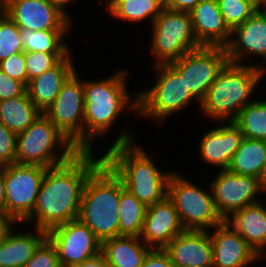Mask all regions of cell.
I'll return each mask as SVG.
<instances>
[{"label": "cell", "instance_id": "1", "mask_svg": "<svg viewBox=\"0 0 266 267\" xmlns=\"http://www.w3.org/2000/svg\"><path fill=\"white\" fill-rule=\"evenodd\" d=\"M79 151L69 161L47 168L32 214L21 225L48 232L77 218L82 192L89 175L103 162L100 153ZM34 224V226H33Z\"/></svg>", "mask_w": 266, "mask_h": 267}, {"label": "cell", "instance_id": "2", "mask_svg": "<svg viewBox=\"0 0 266 267\" xmlns=\"http://www.w3.org/2000/svg\"><path fill=\"white\" fill-rule=\"evenodd\" d=\"M125 130L103 152V161L122 180L124 188L148 207L167 196L168 181L174 170L162 171L155 164V151L147 152L135 141L134 132Z\"/></svg>", "mask_w": 266, "mask_h": 267}, {"label": "cell", "instance_id": "3", "mask_svg": "<svg viewBox=\"0 0 266 267\" xmlns=\"http://www.w3.org/2000/svg\"><path fill=\"white\" fill-rule=\"evenodd\" d=\"M128 70L126 67L117 69L110 77L98 81L83 77L84 151H94V139L110 135L121 114L130 112L138 118V94L132 97L128 91Z\"/></svg>", "mask_w": 266, "mask_h": 267}, {"label": "cell", "instance_id": "4", "mask_svg": "<svg viewBox=\"0 0 266 267\" xmlns=\"http://www.w3.org/2000/svg\"><path fill=\"white\" fill-rule=\"evenodd\" d=\"M266 71L253 65L228 62L219 72L200 103L205 120L234 121L240 111L255 99V90ZM253 97V98H252Z\"/></svg>", "mask_w": 266, "mask_h": 267}, {"label": "cell", "instance_id": "5", "mask_svg": "<svg viewBox=\"0 0 266 267\" xmlns=\"http://www.w3.org/2000/svg\"><path fill=\"white\" fill-rule=\"evenodd\" d=\"M120 178L103 161L87 178L77 220L102 243L119 236Z\"/></svg>", "mask_w": 266, "mask_h": 267}, {"label": "cell", "instance_id": "6", "mask_svg": "<svg viewBox=\"0 0 266 267\" xmlns=\"http://www.w3.org/2000/svg\"><path fill=\"white\" fill-rule=\"evenodd\" d=\"M153 75L156 77L152 86L139 90L138 117L151 119L158 126H163L174 114L182 111L191 102L200 101L187 89L185 79L170 64L152 65Z\"/></svg>", "mask_w": 266, "mask_h": 267}, {"label": "cell", "instance_id": "7", "mask_svg": "<svg viewBox=\"0 0 266 267\" xmlns=\"http://www.w3.org/2000/svg\"><path fill=\"white\" fill-rule=\"evenodd\" d=\"M78 152L44 113L16 138V163L19 164L52 168L66 163Z\"/></svg>", "mask_w": 266, "mask_h": 267}, {"label": "cell", "instance_id": "8", "mask_svg": "<svg viewBox=\"0 0 266 267\" xmlns=\"http://www.w3.org/2000/svg\"><path fill=\"white\" fill-rule=\"evenodd\" d=\"M150 26L152 33L148 34L150 35L148 52L154 59L151 65L169 64L179 60L186 53L202 47L194 35L189 12L164 7Z\"/></svg>", "mask_w": 266, "mask_h": 267}, {"label": "cell", "instance_id": "9", "mask_svg": "<svg viewBox=\"0 0 266 267\" xmlns=\"http://www.w3.org/2000/svg\"><path fill=\"white\" fill-rule=\"evenodd\" d=\"M183 175L174 170L168 181L167 194L183 228L208 231L222 223L224 220L216 210L210 185L202 188Z\"/></svg>", "mask_w": 266, "mask_h": 267}, {"label": "cell", "instance_id": "10", "mask_svg": "<svg viewBox=\"0 0 266 267\" xmlns=\"http://www.w3.org/2000/svg\"><path fill=\"white\" fill-rule=\"evenodd\" d=\"M45 167L13 163L4 166L6 220L22 224L33 212Z\"/></svg>", "mask_w": 266, "mask_h": 267}, {"label": "cell", "instance_id": "11", "mask_svg": "<svg viewBox=\"0 0 266 267\" xmlns=\"http://www.w3.org/2000/svg\"><path fill=\"white\" fill-rule=\"evenodd\" d=\"M77 71L62 85L44 114L79 151H84V86Z\"/></svg>", "mask_w": 266, "mask_h": 267}, {"label": "cell", "instance_id": "12", "mask_svg": "<svg viewBox=\"0 0 266 267\" xmlns=\"http://www.w3.org/2000/svg\"><path fill=\"white\" fill-rule=\"evenodd\" d=\"M228 62L225 47L202 46L169 64L185 79L187 89L201 102Z\"/></svg>", "mask_w": 266, "mask_h": 267}, {"label": "cell", "instance_id": "13", "mask_svg": "<svg viewBox=\"0 0 266 267\" xmlns=\"http://www.w3.org/2000/svg\"><path fill=\"white\" fill-rule=\"evenodd\" d=\"M209 185L216 210L223 220L246 206L260 202L258 196L265 193L261 179L235 174L227 169L220 170Z\"/></svg>", "mask_w": 266, "mask_h": 267}, {"label": "cell", "instance_id": "14", "mask_svg": "<svg viewBox=\"0 0 266 267\" xmlns=\"http://www.w3.org/2000/svg\"><path fill=\"white\" fill-rule=\"evenodd\" d=\"M47 237L56 247L61 267H71L101 252V242L77 219L52 228Z\"/></svg>", "mask_w": 266, "mask_h": 267}, {"label": "cell", "instance_id": "15", "mask_svg": "<svg viewBox=\"0 0 266 267\" xmlns=\"http://www.w3.org/2000/svg\"><path fill=\"white\" fill-rule=\"evenodd\" d=\"M225 50L230 63L246 65L247 62V65L266 71V13L261 8L243 24L231 30V37ZM251 57H259L264 62L256 64L245 61Z\"/></svg>", "mask_w": 266, "mask_h": 267}, {"label": "cell", "instance_id": "16", "mask_svg": "<svg viewBox=\"0 0 266 267\" xmlns=\"http://www.w3.org/2000/svg\"><path fill=\"white\" fill-rule=\"evenodd\" d=\"M6 14L19 28L71 30L73 23L48 0H5Z\"/></svg>", "mask_w": 266, "mask_h": 267}, {"label": "cell", "instance_id": "17", "mask_svg": "<svg viewBox=\"0 0 266 267\" xmlns=\"http://www.w3.org/2000/svg\"><path fill=\"white\" fill-rule=\"evenodd\" d=\"M208 231L212 267H249L260 261L255 250L225 220Z\"/></svg>", "mask_w": 266, "mask_h": 267}, {"label": "cell", "instance_id": "18", "mask_svg": "<svg viewBox=\"0 0 266 267\" xmlns=\"http://www.w3.org/2000/svg\"><path fill=\"white\" fill-rule=\"evenodd\" d=\"M243 138L233 121L219 122L212 129H206L197 149L201 162L214 166L218 171L227 169Z\"/></svg>", "mask_w": 266, "mask_h": 267}, {"label": "cell", "instance_id": "19", "mask_svg": "<svg viewBox=\"0 0 266 267\" xmlns=\"http://www.w3.org/2000/svg\"><path fill=\"white\" fill-rule=\"evenodd\" d=\"M184 230L173 201L166 196L147 207L139 238L152 249H164Z\"/></svg>", "mask_w": 266, "mask_h": 267}, {"label": "cell", "instance_id": "20", "mask_svg": "<svg viewBox=\"0 0 266 267\" xmlns=\"http://www.w3.org/2000/svg\"><path fill=\"white\" fill-rule=\"evenodd\" d=\"M175 267H212L209 231L184 230L164 249Z\"/></svg>", "mask_w": 266, "mask_h": 267}, {"label": "cell", "instance_id": "21", "mask_svg": "<svg viewBox=\"0 0 266 267\" xmlns=\"http://www.w3.org/2000/svg\"><path fill=\"white\" fill-rule=\"evenodd\" d=\"M17 226L20 223H9L0 236V267H23L47 238L44 230L29 227L18 231Z\"/></svg>", "mask_w": 266, "mask_h": 267}, {"label": "cell", "instance_id": "22", "mask_svg": "<svg viewBox=\"0 0 266 267\" xmlns=\"http://www.w3.org/2000/svg\"><path fill=\"white\" fill-rule=\"evenodd\" d=\"M194 35L201 46L225 47L231 30L225 24L217 0H202L190 12Z\"/></svg>", "mask_w": 266, "mask_h": 267}, {"label": "cell", "instance_id": "23", "mask_svg": "<svg viewBox=\"0 0 266 267\" xmlns=\"http://www.w3.org/2000/svg\"><path fill=\"white\" fill-rule=\"evenodd\" d=\"M70 52L55 67L29 80L26 91L34 105L44 113L57 98L62 85L76 71Z\"/></svg>", "mask_w": 266, "mask_h": 267}, {"label": "cell", "instance_id": "24", "mask_svg": "<svg viewBox=\"0 0 266 267\" xmlns=\"http://www.w3.org/2000/svg\"><path fill=\"white\" fill-rule=\"evenodd\" d=\"M260 256L266 251L265 201L246 206L225 220Z\"/></svg>", "mask_w": 266, "mask_h": 267}, {"label": "cell", "instance_id": "25", "mask_svg": "<svg viewBox=\"0 0 266 267\" xmlns=\"http://www.w3.org/2000/svg\"><path fill=\"white\" fill-rule=\"evenodd\" d=\"M151 250L134 236H117L101 243V253L110 267H141Z\"/></svg>", "mask_w": 266, "mask_h": 267}, {"label": "cell", "instance_id": "26", "mask_svg": "<svg viewBox=\"0 0 266 267\" xmlns=\"http://www.w3.org/2000/svg\"><path fill=\"white\" fill-rule=\"evenodd\" d=\"M227 170L262 180L266 173V141L244 137Z\"/></svg>", "mask_w": 266, "mask_h": 267}, {"label": "cell", "instance_id": "27", "mask_svg": "<svg viewBox=\"0 0 266 267\" xmlns=\"http://www.w3.org/2000/svg\"><path fill=\"white\" fill-rule=\"evenodd\" d=\"M104 7L110 17L130 22V24H141L149 21L152 25L156 17L164 8V0H106Z\"/></svg>", "mask_w": 266, "mask_h": 267}, {"label": "cell", "instance_id": "28", "mask_svg": "<svg viewBox=\"0 0 266 267\" xmlns=\"http://www.w3.org/2000/svg\"><path fill=\"white\" fill-rule=\"evenodd\" d=\"M41 113L27 91L18 97L0 101V122L16 135L25 131Z\"/></svg>", "mask_w": 266, "mask_h": 267}, {"label": "cell", "instance_id": "29", "mask_svg": "<svg viewBox=\"0 0 266 267\" xmlns=\"http://www.w3.org/2000/svg\"><path fill=\"white\" fill-rule=\"evenodd\" d=\"M72 30H38L19 28L24 52L70 53L66 41ZM67 35V36H66ZM67 37V38H66ZM67 42V43H66Z\"/></svg>", "mask_w": 266, "mask_h": 267}, {"label": "cell", "instance_id": "30", "mask_svg": "<svg viewBox=\"0 0 266 267\" xmlns=\"http://www.w3.org/2000/svg\"><path fill=\"white\" fill-rule=\"evenodd\" d=\"M146 209L147 206L124 188L120 179L119 236L139 237L143 228Z\"/></svg>", "mask_w": 266, "mask_h": 267}, {"label": "cell", "instance_id": "31", "mask_svg": "<svg viewBox=\"0 0 266 267\" xmlns=\"http://www.w3.org/2000/svg\"><path fill=\"white\" fill-rule=\"evenodd\" d=\"M254 99L233 121L248 139L266 141V99Z\"/></svg>", "mask_w": 266, "mask_h": 267}, {"label": "cell", "instance_id": "32", "mask_svg": "<svg viewBox=\"0 0 266 267\" xmlns=\"http://www.w3.org/2000/svg\"><path fill=\"white\" fill-rule=\"evenodd\" d=\"M225 24L230 30L243 24L260 7L252 0H217Z\"/></svg>", "mask_w": 266, "mask_h": 267}, {"label": "cell", "instance_id": "33", "mask_svg": "<svg viewBox=\"0 0 266 267\" xmlns=\"http://www.w3.org/2000/svg\"><path fill=\"white\" fill-rule=\"evenodd\" d=\"M22 52L19 27L6 14L0 21V61Z\"/></svg>", "mask_w": 266, "mask_h": 267}, {"label": "cell", "instance_id": "34", "mask_svg": "<svg viewBox=\"0 0 266 267\" xmlns=\"http://www.w3.org/2000/svg\"><path fill=\"white\" fill-rule=\"evenodd\" d=\"M69 53H45V52H26V72L28 80L43 74L47 70L55 67Z\"/></svg>", "mask_w": 266, "mask_h": 267}, {"label": "cell", "instance_id": "35", "mask_svg": "<svg viewBox=\"0 0 266 267\" xmlns=\"http://www.w3.org/2000/svg\"><path fill=\"white\" fill-rule=\"evenodd\" d=\"M23 267H61L56 247L48 237Z\"/></svg>", "mask_w": 266, "mask_h": 267}, {"label": "cell", "instance_id": "36", "mask_svg": "<svg viewBox=\"0 0 266 267\" xmlns=\"http://www.w3.org/2000/svg\"><path fill=\"white\" fill-rule=\"evenodd\" d=\"M0 70L14 80L21 82L25 87L29 83L26 72L25 52L13 54L0 61Z\"/></svg>", "mask_w": 266, "mask_h": 267}, {"label": "cell", "instance_id": "37", "mask_svg": "<svg viewBox=\"0 0 266 267\" xmlns=\"http://www.w3.org/2000/svg\"><path fill=\"white\" fill-rule=\"evenodd\" d=\"M16 138L17 135L0 122V166L16 163Z\"/></svg>", "mask_w": 266, "mask_h": 267}, {"label": "cell", "instance_id": "38", "mask_svg": "<svg viewBox=\"0 0 266 267\" xmlns=\"http://www.w3.org/2000/svg\"><path fill=\"white\" fill-rule=\"evenodd\" d=\"M26 87L0 70V101L18 97Z\"/></svg>", "mask_w": 266, "mask_h": 267}, {"label": "cell", "instance_id": "39", "mask_svg": "<svg viewBox=\"0 0 266 267\" xmlns=\"http://www.w3.org/2000/svg\"><path fill=\"white\" fill-rule=\"evenodd\" d=\"M141 267H175L163 249H152Z\"/></svg>", "mask_w": 266, "mask_h": 267}, {"label": "cell", "instance_id": "40", "mask_svg": "<svg viewBox=\"0 0 266 267\" xmlns=\"http://www.w3.org/2000/svg\"><path fill=\"white\" fill-rule=\"evenodd\" d=\"M202 0H164V7L170 10L191 12Z\"/></svg>", "mask_w": 266, "mask_h": 267}, {"label": "cell", "instance_id": "41", "mask_svg": "<svg viewBox=\"0 0 266 267\" xmlns=\"http://www.w3.org/2000/svg\"><path fill=\"white\" fill-rule=\"evenodd\" d=\"M71 267H110V265L107 263L105 256L100 252L95 257Z\"/></svg>", "mask_w": 266, "mask_h": 267}, {"label": "cell", "instance_id": "42", "mask_svg": "<svg viewBox=\"0 0 266 267\" xmlns=\"http://www.w3.org/2000/svg\"><path fill=\"white\" fill-rule=\"evenodd\" d=\"M0 216L6 219L4 166H0Z\"/></svg>", "mask_w": 266, "mask_h": 267}, {"label": "cell", "instance_id": "43", "mask_svg": "<svg viewBox=\"0 0 266 267\" xmlns=\"http://www.w3.org/2000/svg\"><path fill=\"white\" fill-rule=\"evenodd\" d=\"M51 4L56 6L62 13H64L72 22L74 19L70 16L69 11H67V7H70L73 3L76 4L77 0H48Z\"/></svg>", "mask_w": 266, "mask_h": 267}, {"label": "cell", "instance_id": "44", "mask_svg": "<svg viewBox=\"0 0 266 267\" xmlns=\"http://www.w3.org/2000/svg\"><path fill=\"white\" fill-rule=\"evenodd\" d=\"M6 15V2L5 0H0V21Z\"/></svg>", "mask_w": 266, "mask_h": 267}, {"label": "cell", "instance_id": "45", "mask_svg": "<svg viewBox=\"0 0 266 267\" xmlns=\"http://www.w3.org/2000/svg\"><path fill=\"white\" fill-rule=\"evenodd\" d=\"M9 222L3 218L2 216H0V236L3 232V230L8 226Z\"/></svg>", "mask_w": 266, "mask_h": 267}, {"label": "cell", "instance_id": "46", "mask_svg": "<svg viewBox=\"0 0 266 267\" xmlns=\"http://www.w3.org/2000/svg\"><path fill=\"white\" fill-rule=\"evenodd\" d=\"M258 7L266 6V0H252Z\"/></svg>", "mask_w": 266, "mask_h": 267}, {"label": "cell", "instance_id": "47", "mask_svg": "<svg viewBox=\"0 0 266 267\" xmlns=\"http://www.w3.org/2000/svg\"><path fill=\"white\" fill-rule=\"evenodd\" d=\"M262 185H263L264 192L266 193V173L262 179Z\"/></svg>", "mask_w": 266, "mask_h": 267}, {"label": "cell", "instance_id": "48", "mask_svg": "<svg viewBox=\"0 0 266 267\" xmlns=\"http://www.w3.org/2000/svg\"><path fill=\"white\" fill-rule=\"evenodd\" d=\"M260 261L259 262H264V260L266 261V251L263 252L261 255H260Z\"/></svg>", "mask_w": 266, "mask_h": 267}, {"label": "cell", "instance_id": "49", "mask_svg": "<svg viewBox=\"0 0 266 267\" xmlns=\"http://www.w3.org/2000/svg\"><path fill=\"white\" fill-rule=\"evenodd\" d=\"M261 9L266 13V6L261 7Z\"/></svg>", "mask_w": 266, "mask_h": 267}]
</instances>
